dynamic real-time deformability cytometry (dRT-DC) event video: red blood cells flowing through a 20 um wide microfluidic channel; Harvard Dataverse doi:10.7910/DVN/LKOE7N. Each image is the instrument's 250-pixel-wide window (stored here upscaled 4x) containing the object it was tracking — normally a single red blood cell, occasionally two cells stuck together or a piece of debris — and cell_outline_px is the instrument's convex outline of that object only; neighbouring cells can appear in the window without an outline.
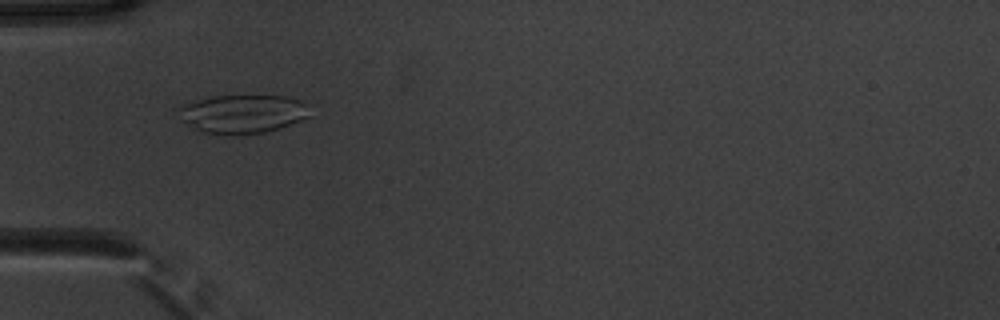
{"species": "common noctule bat (a hibernating species)", "species_latin": "Nyctalus noctula", "temperature_condition": "warm", "stored_images_in_passage": 53, "camera_frame_rate_fps": 3000, "um_per_image_px": 0.085, "animal": {"sex": "male", "body_mass_g": 20.1, "forearm_length_mm": 53.5}, "frame": {"image": 1, "passage_image": 18, "time_ms": 5.667, "image_size_px": [1000, 320], "cell_outline_px": [[308, 116], [300, 120], [264, 132], [232, 136], [224, 136], [196, 132], [184, 120], [176, 108], [180, 104], [212, 96], [284, 96], [300, 100], [304, 104]], "centroid_in_image_um": [20.5, 9.7], "position_along_channel_um": 64.5, "area_um2": 29.48}}
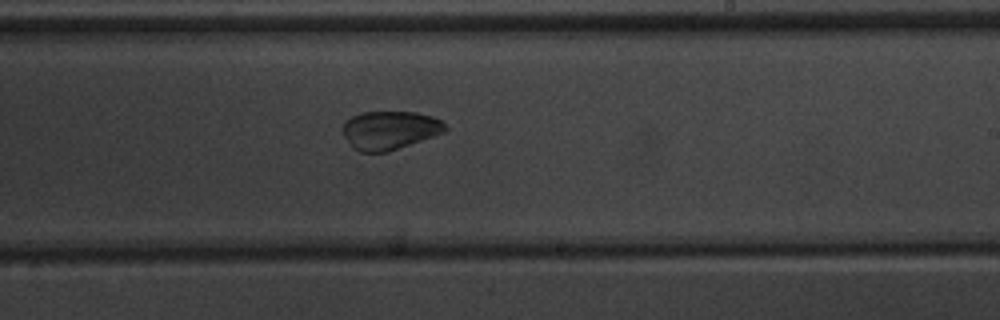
{"frame": {"image": 2, "passage_image": 33, "time_ms": 10.667, "image_size_px": [1000, 320], "cell_outline_px": [[448, 128], [444, 132], [388, 152], [360, 152], [352, 148], [344, 136], [344, 124], [352, 116], [364, 112], [416, 112], [432, 116], [440, 120]], "centroid_in_image_um": [33.13, 11.07], "position_along_channel_um": 255.9, "area_um2": 22.77}}
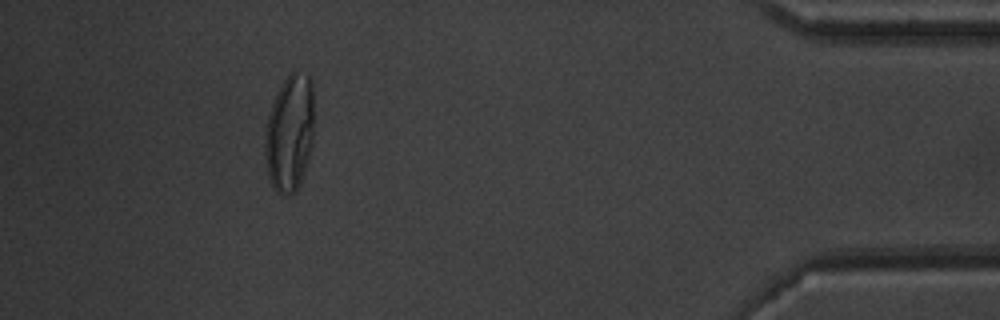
{"frame": {"image": 3, "passage_image": 49, "time_ms": 16.0, "image_size_px": [1000, 320], "cell_outline_px": [[312, 144], [300, 184], [296, 192], [292, 196], [288, 196], [276, 192], [272, 188], [268, 176], [264, 156], [264, 132], [268, 112], [276, 92], [280, 84], [292, 72], [296, 72], [308, 76], [312, 80]], "centroid_in_image_um": [24.57, 11.36], "position_along_channel_um": 410.6, "area_um2": 33.81}, "authors_computed_cell_mechanics": {"area_um2": 29.2468, "velocity_mm_per_s": 3.8615, "shape_relaxation_time_tau1_ms": null, "shape_relaxation_time_tau2_ms": 3.1423, "deformation_change_tau1": null, "deformation_change_tau2": 0.0582}}